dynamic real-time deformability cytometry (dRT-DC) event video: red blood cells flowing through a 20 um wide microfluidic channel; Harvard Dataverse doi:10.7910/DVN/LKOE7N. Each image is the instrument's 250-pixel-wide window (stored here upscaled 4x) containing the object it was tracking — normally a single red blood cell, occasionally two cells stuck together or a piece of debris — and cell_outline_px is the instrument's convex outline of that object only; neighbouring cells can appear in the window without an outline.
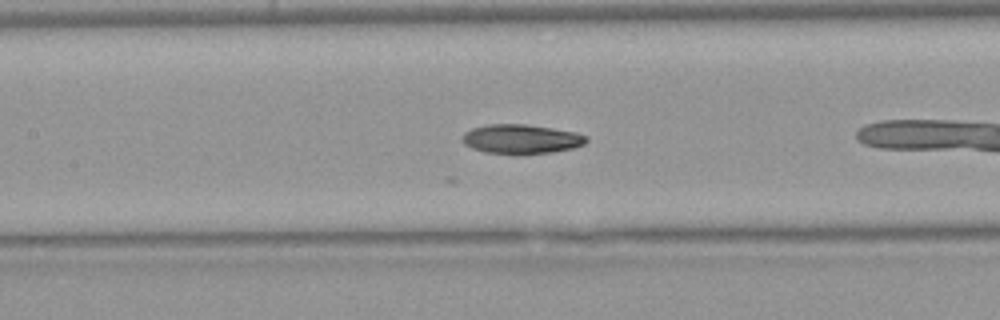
{"species": "Egyptian fruit bat (a non-hibernating species)", "species_latin": "Rousettus aegyptiacus", "temperature_condition": "warm", "stored_images_in_passage": 25, "camera_frame_rate_fps": 3000, "um_per_image_px": 0.085, "animal": {"sex": "female"}, "frame": {"image": 1, "passage_image": 8, "time_ms": 2.333, "image_size_px": [1000, 320], "cell_outline_px": [[588, 140], [584, 144], [572, 148], [552, 152], [484, 152], [472, 148], [464, 144], [460, 140], [464, 132], [472, 128], [488, 124], [524, 124], [552, 128], [576, 132], [588, 136]], "centroid_in_image_um": [44.29, 11.78], "position_along_channel_um": 163.1, "area_um2": 20.75}}
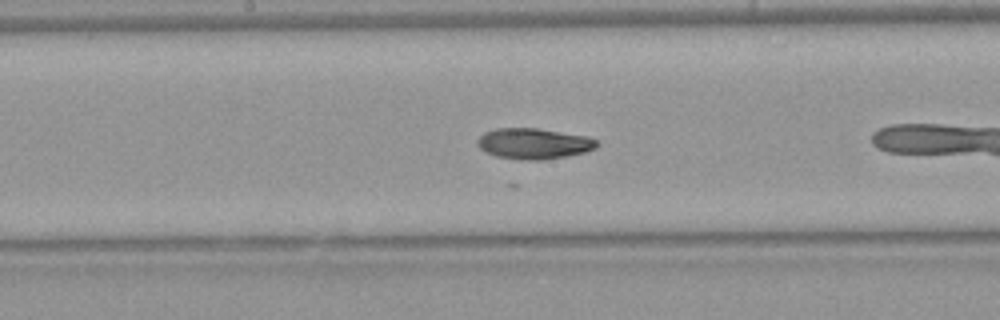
{"frame": {"image": 2, "passage_image": 11, "time_ms": 3.333, "image_size_px": [1000, 320], "cell_outline_px": [[600, 144], [596, 148], [584, 152], [544, 160], [528, 160], [496, 156], [480, 148], [476, 144], [476, 140], [484, 132], [496, 128], [536, 128], [588, 136], [596, 140]], "centroid_in_image_um": [45.37, 12.19], "position_along_channel_um": 202.8, "area_um2": 21.33}}